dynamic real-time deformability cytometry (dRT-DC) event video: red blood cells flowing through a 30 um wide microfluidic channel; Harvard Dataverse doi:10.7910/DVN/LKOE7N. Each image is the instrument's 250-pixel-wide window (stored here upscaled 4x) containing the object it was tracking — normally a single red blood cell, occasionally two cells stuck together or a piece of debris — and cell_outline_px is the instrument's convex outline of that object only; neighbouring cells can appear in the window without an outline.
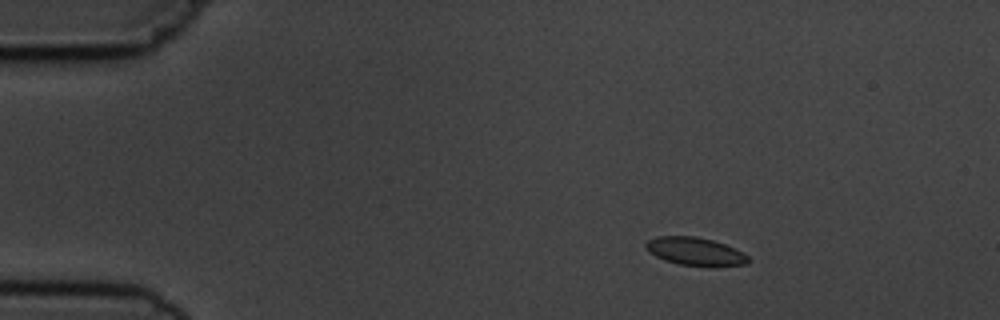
{"species": "common noctule bat (a hibernating species)", "species_latin": "Nyctalus noctula", "temperature_condition": "cold", "stored_images_in_passage": 8, "camera_frame_rate_fps": 3000, "um_per_image_px": 0.085, "animal": {"sex": "male", "body_mass_g": 19.5, "forearm_length_mm": 54.6}, "frame": {"image": 1, "passage_image": 2, "time_ms": 1.333, "image_size_px": [1000, 320], "cell_outline_px": [[752, 260], [748, 264], [712, 268], [708, 268], [680, 264], [664, 260], [656, 256], [644, 244], [648, 240], [656, 236], [696, 236], [712, 240], [724, 244], [744, 252]], "centroid_in_image_um": [59.18, 21.4], "position_along_channel_um": 25.8, "area_um2": 17.11}}
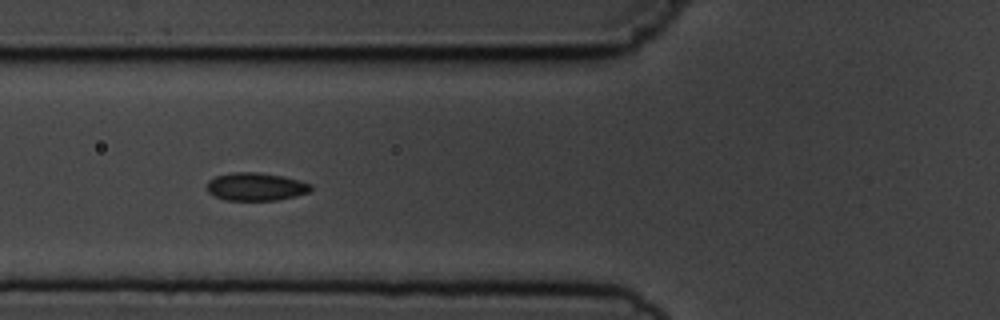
{"frame": {"image": 2, "passage_image": 5, "time_ms": 5.333, "image_size_px": [1000, 320], "cell_outline_px": [[312, 188], [308, 192], [296, 196], [276, 200], [224, 200], [208, 192], [208, 180], [216, 176], [232, 172], [256, 172], [284, 176], [300, 180], [312, 184]], "centroid_in_image_um": [21.76, 15.86], "position_along_channel_um": 104.0, "area_um2": 16.94}}
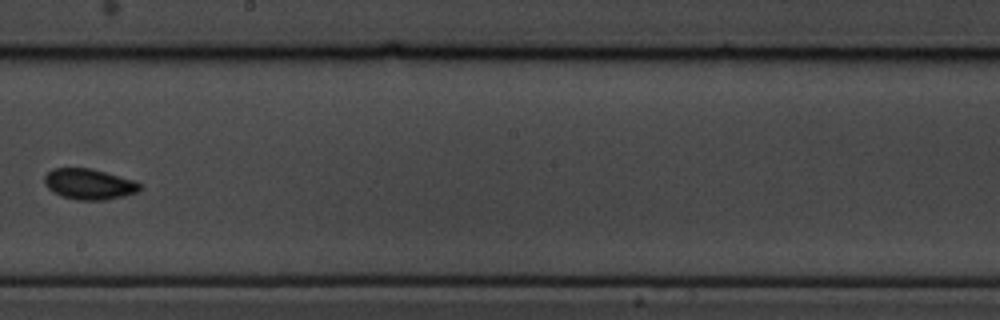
{"frame": {"image": 3, "passage_image": 8, "time_ms": 9.0, "image_size_px": [1000, 320], "cell_outline_px": [[140, 192], [124, 196], [104, 200], [76, 200], [60, 196], [48, 188], [44, 184], [44, 176], [52, 168], [88, 168], [104, 172], [132, 180], [140, 184]], "centroid_in_image_um": [7.54, 15.66], "position_along_channel_um": 240.7, "area_um2": 16.99}}